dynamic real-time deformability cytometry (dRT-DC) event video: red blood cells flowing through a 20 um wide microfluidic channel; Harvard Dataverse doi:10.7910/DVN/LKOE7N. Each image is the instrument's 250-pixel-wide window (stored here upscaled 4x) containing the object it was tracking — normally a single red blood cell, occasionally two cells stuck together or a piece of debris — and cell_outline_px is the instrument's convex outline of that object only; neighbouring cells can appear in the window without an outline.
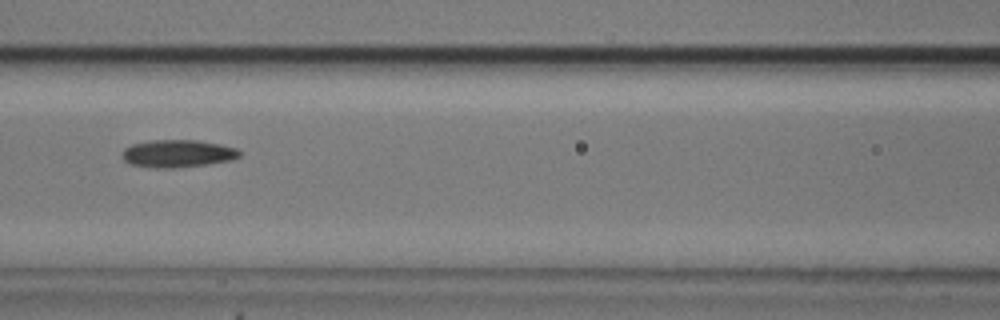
{"species": "common noctule bat (a hibernating species)", "species_latin": "Nyctalus noctula", "temperature_condition": "cold", "stored_images_in_passage": 9, "camera_frame_rate_fps": 3000, "um_per_image_px": 0.085, "animal": {"sex": "male", "body_mass_g": 20.5, "forearm_length_mm": 52.5}, "frame": {"image": 1, "passage_image": 7, "time_ms": 6.667, "image_size_px": [1000, 320], "cell_outline_px": [[240, 156], [232, 160], [208, 164], [172, 168], [148, 168], [128, 164], [120, 156], [120, 152], [124, 148], [132, 144], [152, 140], [196, 140], [220, 144], [236, 148], [240, 152]], "centroid_in_image_um": [15.04, 13.06], "position_along_channel_um": 151.6, "area_um2": 19.13}}